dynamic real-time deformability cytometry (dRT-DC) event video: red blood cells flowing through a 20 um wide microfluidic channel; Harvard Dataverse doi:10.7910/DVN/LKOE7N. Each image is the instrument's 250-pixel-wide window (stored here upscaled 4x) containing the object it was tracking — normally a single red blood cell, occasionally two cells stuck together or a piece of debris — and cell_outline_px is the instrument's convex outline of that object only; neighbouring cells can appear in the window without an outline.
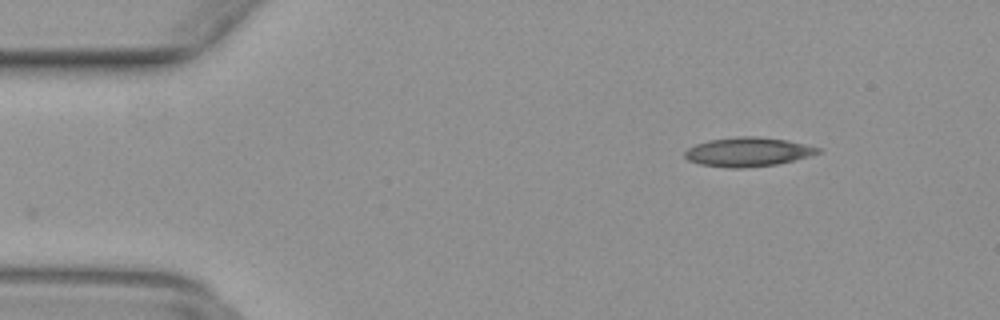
{"species": "common noctule bat (a hibernating species)", "species_latin": "Nyctalus noctula", "temperature_condition": "warm", "stored_images_in_passage": 36, "camera_frame_rate_fps": 3000, "um_per_image_px": 0.085, "animal": {"sex": "female", "body_mass_g": 29.2, "forearm_length_mm": 56.3}, "frame": {"image": 1, "passage_image": 1, "time_ms": 0.0, "image_size_px": [1000, 320], "cell_outline_px": [[820, 152], [808, 156], [776, 164], [744, 168], [728, 168], [700, 164], [688, 160], [684, 156], [684, 152], [688, 148], [696, 144], [708, 140], [740, 136], [756, 136], [788, 140], [820, 148]], "centroid_in_image_um": [63.53, 12.91], "position_along_channel_um": 21.5, "area_um2": 22.43}}
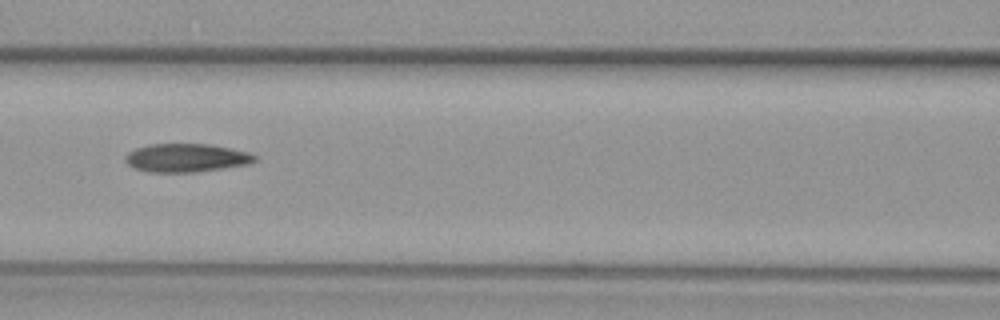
{"frame": {"image": 2, "passage_image": 16, "time_ms": 5.0, "image_size_px": [1000, 320], "cell_outline_px": [[256, 160], [248, 164], [224, 168], [196, 172], [148, 172], [132, 168], [124, 160], [124, 156], [128, 152], [136, 148], [148, 144], [208, 144], [232, 148], [248, 152], [256, 156]], "centroid_in_image_um": [15.8, 13.42], "position_along_channel_um": 150.8, "area_um2": 21.56}}
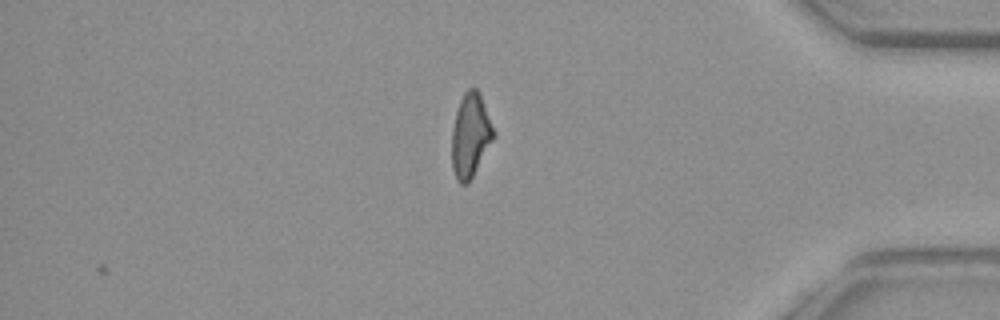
{"frame": {"image": 3, "passage_image": 36, "time_ms": 11.667, "image_size_px": [1000, 320], "cell_outline_px": [[496, 136], [468, 184], [460, 184], [456, 180], [452, 168], [452, 128], [456, 112], [460, 100], [464, 92], [468, 88], [476, 88], [480, 92], [496, 132]], "centroid_in_image_um": [40.01, 11.51], "position_along_channel_um": 395.2, "area_um2": 20.75}}